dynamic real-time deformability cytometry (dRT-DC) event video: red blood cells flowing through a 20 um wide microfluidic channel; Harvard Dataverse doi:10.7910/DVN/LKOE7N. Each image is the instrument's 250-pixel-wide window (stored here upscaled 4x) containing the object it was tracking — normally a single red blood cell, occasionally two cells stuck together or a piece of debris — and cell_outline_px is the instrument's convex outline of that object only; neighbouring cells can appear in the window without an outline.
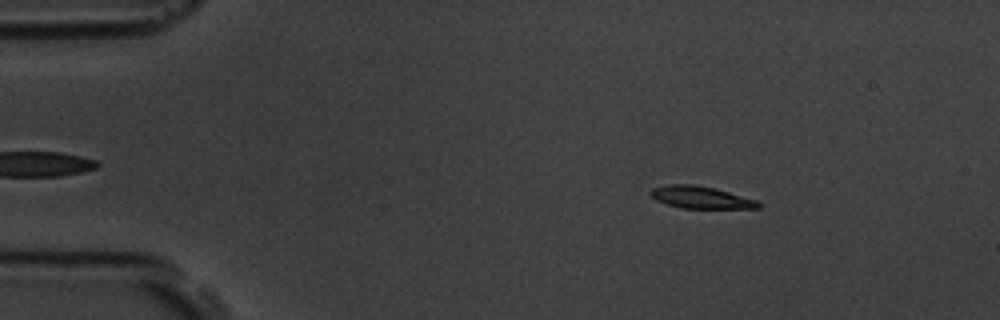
{"species": "common noctule bat (a hibernating species)", "species_latin": "Nyctalus noctula", "temperature_condition": "room temperature", "stored_images_in_passage": 58, "camera_frame_rate_fps": 3000, "um_per_image_px": 0.085, "animal": {"sex": "male", "body_mass_g": 19.5, "forearm_length_mm": 54.6}, "frame": {"image": 1, "passage_image": 9, "time_ms": 2.667, "image_size_px": [1000, 320], "cell_outline_px": [[760, 208], [680, 208], [656, 200], [648, 192], [652, 188], [668, 184], [696, 184], [716, 188], [756, 200], [760, 204]], "centroid_in_image_um": [59.54, 16.76], "position_along_channel_um": 25.5, "area_um2": 13.93}}
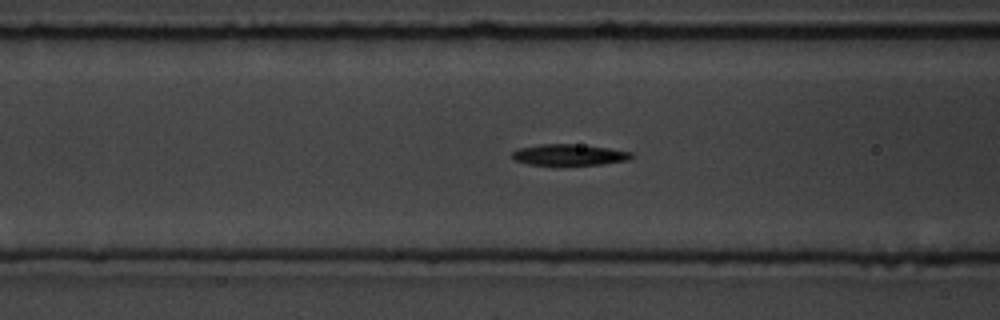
{"frame": {"image": 2, "passage_image": 23, "time_ms": 7.333, "image_size_px": [1000, 320], "cell_outline_px": [[632, 156], [628, 160], [600, 164], [528, 164], [512, 160], [512, 152], [516, 148], [540, 144], [572, 144], [608, 148], [632, 152]], "centroid_in_image_um": [48.31, 13.14], "position_along_channel_um": 118.3, "area_um2": 14.45}}
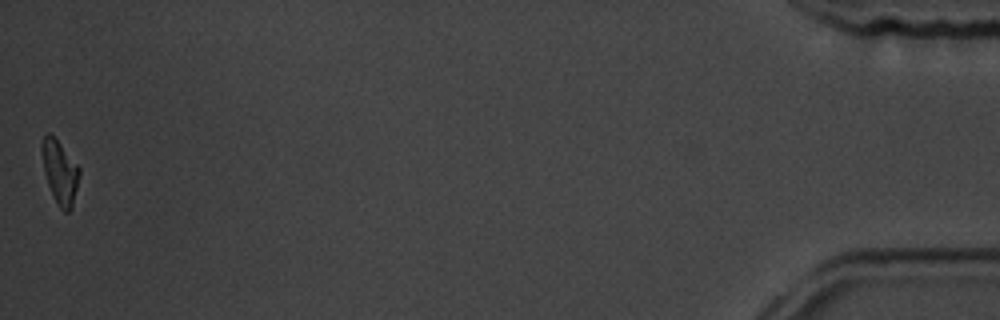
{"frame": {"image": 3, "passage_image": 58, "time_ms": 19.0, "image_size_px": [1000, 320], "cell_outline_px": [[80, 172], [72, 208], [68, 212], [64, 212], [56, 204], [48, 184], [44, 172], [40, 148], [40, 144], [44, 136], [48, 132], [60, 144], [80, 168]], "centroid_in_image_um": [5.07, 14.65], "position_along_channel_um": 430.1, "area_um2": 13.76}, "authors_computed_cell_mechanics": {"area_um2": 14.7101, "velocity_mm_per_s": 3.5162, "shape_relaxation_time_tau1_ms": 2.7404, "shape_relaxation_time_tau2_ms": null, "deformation_change_tau1": 0.1656, "deformation_change_tau2": null}}